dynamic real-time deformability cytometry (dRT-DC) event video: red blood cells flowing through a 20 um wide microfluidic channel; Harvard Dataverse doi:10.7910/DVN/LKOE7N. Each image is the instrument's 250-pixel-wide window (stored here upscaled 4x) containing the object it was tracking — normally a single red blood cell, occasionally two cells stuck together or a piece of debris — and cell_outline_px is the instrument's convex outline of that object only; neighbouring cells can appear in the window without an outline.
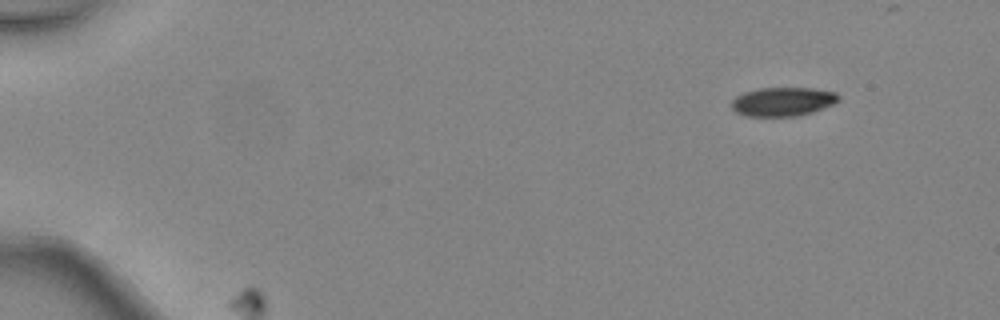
{"species": "common noctule bat (a hibernating species)", "species_latin": "Nyctalus noctula", "temperature_condition": "warm", "stored_images_in_passage": 3, "camera_frame_rate_fps": 3000, "um_per_image_px": 0.085, "animal": {"sex": "female", "body_mass_g": 24.6, "forearm_length_mm": 56.2}, "frame": {"image": 1, "passage_image": 1, "time_ms": 0.0, "image_size_px": [1000, 320], "cell_outline_px": [[840, 100], [832, 104], [812, 112], [796, 116], [744, 116], [736, 112], [732, 108], [732, 100], [736, 96], [744, 92], [760, 88], [812, 88], [836, 92], [840, 96]], "centroid_in_image_um": [66.53, 8.63], "position_along_channel_um": 18.5, "area_um2": 17.98}}
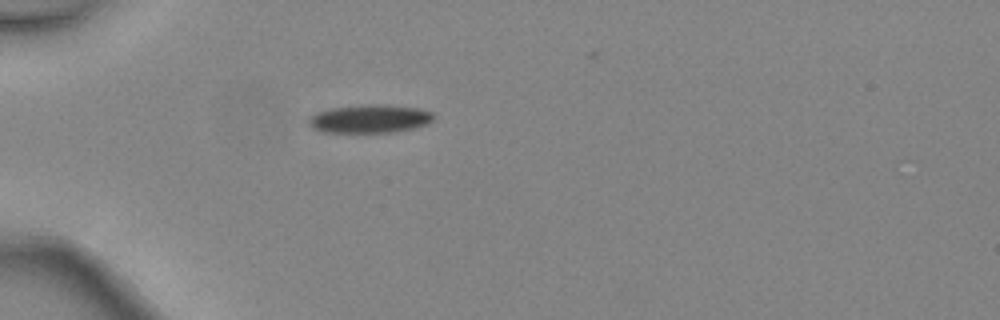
{"frame": {"image": 2, "passage_image": 3, "time_ms": 0.667, "image_size_px": [1000, 320], "cell_outline_px": [[432, 120], [428, 124], [416, 128], [396, 132], [324, 132], [312, 128], [308, 124], [308, 116], [316, 112], [332, 108], [372, 104], [384, 104], [416, 108], [432, 112]], "centroid_in_image_um": [31.41, 10.1], "position_along_channel_um": 53.6, "area_um2": 20.63}}